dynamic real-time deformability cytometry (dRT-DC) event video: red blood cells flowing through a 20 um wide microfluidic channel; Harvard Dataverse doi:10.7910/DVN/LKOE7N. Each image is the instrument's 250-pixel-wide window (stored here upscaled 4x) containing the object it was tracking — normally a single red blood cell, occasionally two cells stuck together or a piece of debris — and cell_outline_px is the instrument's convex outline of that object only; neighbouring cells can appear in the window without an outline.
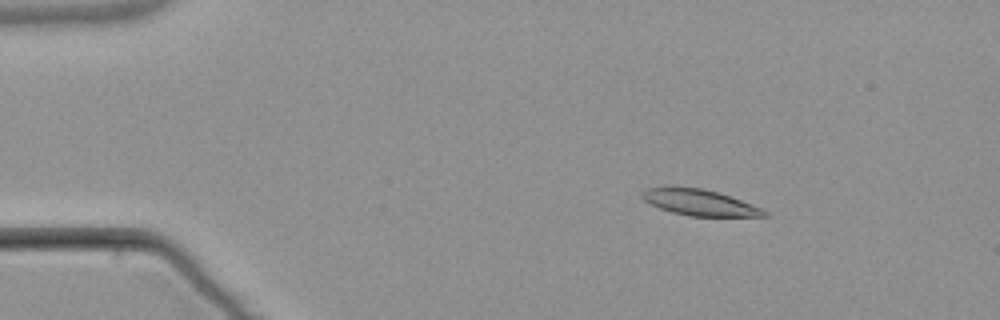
{"species": "common noctule bat (a hibernating species)", "species_latin": "Nyctalus noctula", "temperature_condition": "warm", "stored_images_in_passage": 11, "camera_frame_rate_fps": 3000, "um_per_image_px": 0.085, "animal": {"sex": "male", "body_mass_g": 21.5, "forearm_length_mm": 52.0}, "frame": {"image": 1, "passage_image": 2, "time_ms": 1.333, "image_size_px": [1000, 320], "cell_outline_px": [[768, 216], [688, 216], [672, 212], [660, 208], [644, 200], [640, 196], [640, 192], [648, 188], [704, 188], [752, 204], [768, 212]], "centroid_in_image_um": [59.46, 17.23], "position_along_channel_um": 25.5, "area_um2": 18.03}}
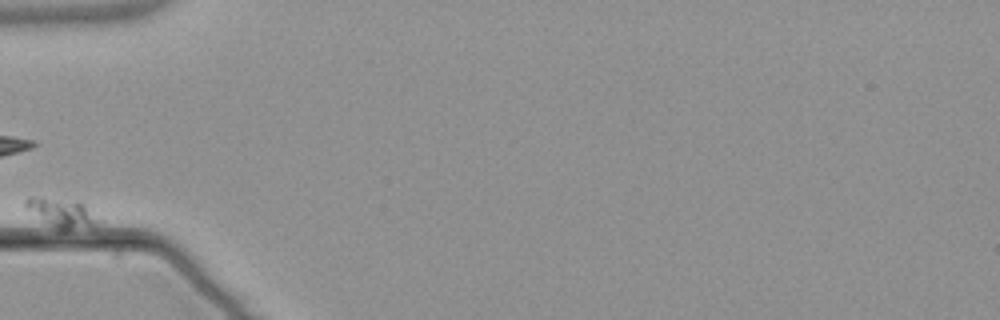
{"frame": {"image": 2, "passage_image": 5, "time_ms": 5.0, "image_size_px": [1000, 320], "cell_outline_px": [[104, 220], [100, 224], [64, 232], [60, 232], [24, 208], [24, 200], [28, 196], [32, 196], [80, 200]], "centroid_in_image_um": [5.3, 18.1], "position_along_channel_um": 79.7, "area_um2": 13.18}}
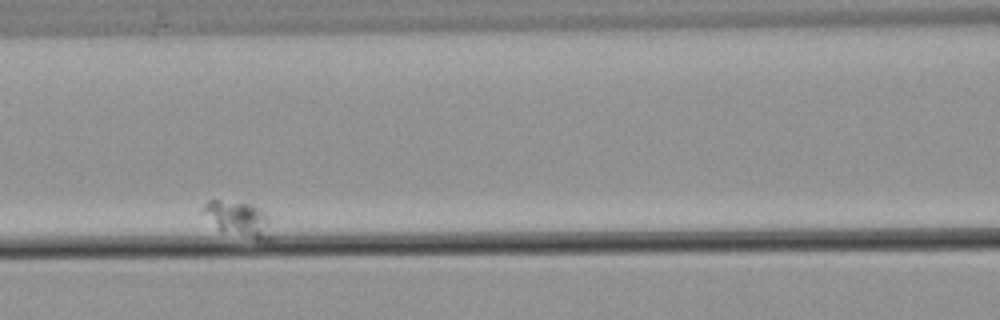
{"frame": {"image": 3, "passage_image": 7, "time_ms": 8.333, "image_size_px": [1000, 320], "cell_outline_px": [[272, 240], [256, 240], [220, 232], [216, 228], [204, 212], [204, 204], [208, 200], [220, 200], [252, 204], [260, 208], [268, 216], [272, 236]], "centroid_in_image_um": [20.31, 18.65], "position_along_channel_um": 146.3, "area_um2": 14.28}}